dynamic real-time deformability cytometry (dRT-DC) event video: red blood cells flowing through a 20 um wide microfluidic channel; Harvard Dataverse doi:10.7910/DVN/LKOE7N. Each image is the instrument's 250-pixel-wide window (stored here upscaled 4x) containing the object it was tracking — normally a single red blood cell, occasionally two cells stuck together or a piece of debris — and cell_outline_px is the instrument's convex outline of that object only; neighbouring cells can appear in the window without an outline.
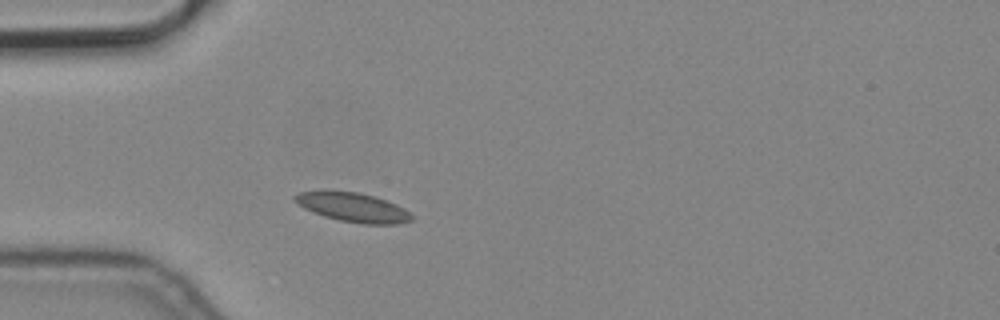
{"species": "common noctule bat (a hibernating species)", "species_latin": "Nyctalus noctula", "temperature_condition": "cold", "stored_images_in_passage": 1, "camera_frame_rate_fps": 3000, "um_per_image_px": 0.085, "animal": {"sex": "male", "body_mass_g": 19.2, "forearm_length_mm": 51.8}, "frame": {"image": 1, "passage_image": 1, "time_ms": 0.0, "image_size_px": [1000, 320], "cell_outline_px": [[412, 220], [396, 224], [364, 224], [340, 220], [324, 216], [304, 208], [292, 200], [292, 196], [300, 192], [360, 192], [376, 196], [396, 204], [404, 208], [412, 216]], "centroid_in_image_um": [30.02, 17.63], "position_along_channel_um": 55.0, "area_um2": 19.54}}